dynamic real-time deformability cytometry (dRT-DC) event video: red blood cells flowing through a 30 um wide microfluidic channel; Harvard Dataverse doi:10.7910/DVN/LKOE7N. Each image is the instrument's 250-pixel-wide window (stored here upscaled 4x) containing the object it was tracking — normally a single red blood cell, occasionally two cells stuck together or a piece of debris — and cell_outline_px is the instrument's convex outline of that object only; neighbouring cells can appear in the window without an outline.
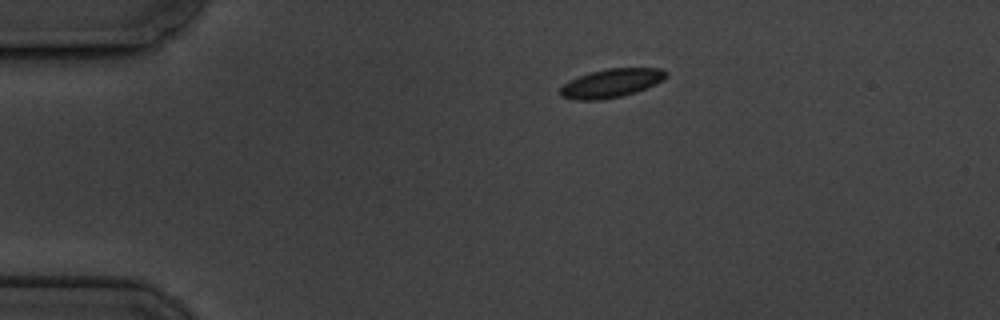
{"species": "common noctule bat (a hibernating species)", "species_latin": "Nyctalus noctula", "temperature_condition": "cold", "stored_images_in_passage": 3, "camera_frame_rate_fps": 3000, "um_per_image_px": 0.085, "animal": {"sex": "male", "body_mass_g": 19.5, "forearm_length_mm": 54.6}, "frame": {"image": 1, "passage_image": 1, "time_ms": 0.0, "image_size_px": [1000, 320], "cell_outline_px": [[668, 76], [664, 80], [656, 84], [636, 92], [624, 96], [600, 100], [576, 100], [560, 96], [560, 88], [568, 80], [592, 72], [608, 68], [664, 68], [668, 72]], "centroid_in_image_um": [52.0, 7.07], "position_along_channel_um": 33.0, "area_um2": 17.86}}